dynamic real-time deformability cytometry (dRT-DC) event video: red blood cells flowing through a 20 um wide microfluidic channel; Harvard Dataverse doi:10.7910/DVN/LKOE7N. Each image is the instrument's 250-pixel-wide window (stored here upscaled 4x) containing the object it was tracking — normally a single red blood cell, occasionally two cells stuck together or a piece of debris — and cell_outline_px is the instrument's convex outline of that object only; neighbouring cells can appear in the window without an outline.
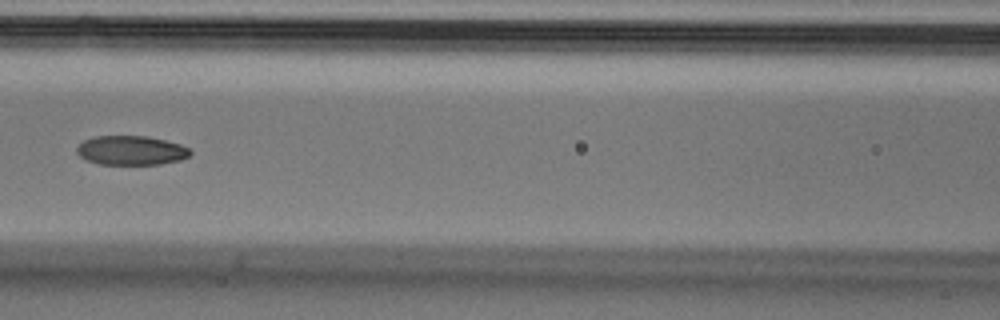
{"species": "Egyptian fruit bat (a non-hibernating species)", "species_latin": "Rousettus aegyptiacus", "temperature_condition": "cold", "stored_images_in_passage": 6, "camera_frame_rate_fps": 3000, "um_per_image_px": 0.085, "animal": {"sex": "male"}, "frame": {"image": 1, "passage_image": 6, "time_ms": 1.667, "image_size_px": [1000, 320], "cell_outline_px": [[192, 152], [188, 156], [180, 160], [160, 164], [100, 164], [88, 160], [80, 156], [76, 152], [76, 148], [84, 140], [96, 136], [148, 136], [180, 144], [188, 148]], "centroid_in_image_um": [11.15, 12.78], "position_along_channel_um": 155.5, "area_um2": 19.19}}